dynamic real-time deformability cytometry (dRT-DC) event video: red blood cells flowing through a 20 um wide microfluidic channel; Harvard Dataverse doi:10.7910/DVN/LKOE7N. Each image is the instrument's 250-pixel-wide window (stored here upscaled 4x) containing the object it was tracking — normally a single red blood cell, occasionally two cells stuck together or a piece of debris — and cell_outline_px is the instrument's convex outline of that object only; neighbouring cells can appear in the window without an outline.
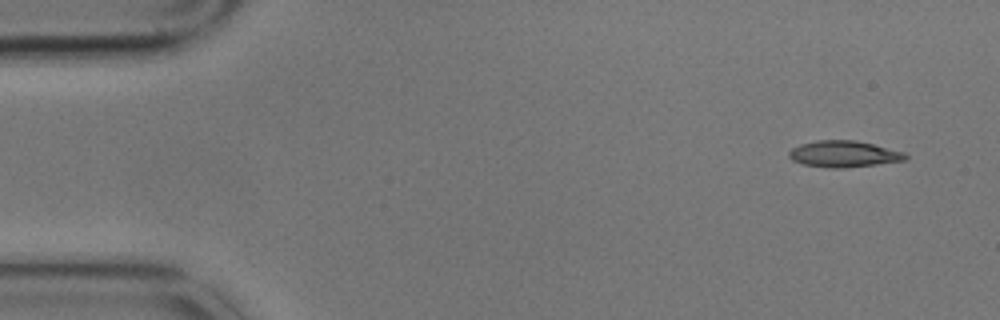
{"species": "common noctule bat (a hibernating species)", "species_latin": "Nyctalus noctula", "temperature_condition": "cold", "stored_images_in_passage": 6, "camera_frame_rate_fps": 3000, "um_per_image_px": 0.085, "animal": {"sex": "male", "body_mass_g": 17.9}, "frame": {"image": 1, "passage_image": 1, "time_ms": 0.0, "image_size_px": [1000, 320], "cell_outline_px": [[908, 156], [904, 160], [876, 164], [844, 168], [832, 168], [804, 164], [792, 160], [788, 156], [788, 152], [792, 148], [800, 144], [816, 140], [856, 140], [904, 152]], "centroid_in_image_um": [71.69, 13.08], "position_along_channel_um": 13.3, "area_um2": 17.74}}
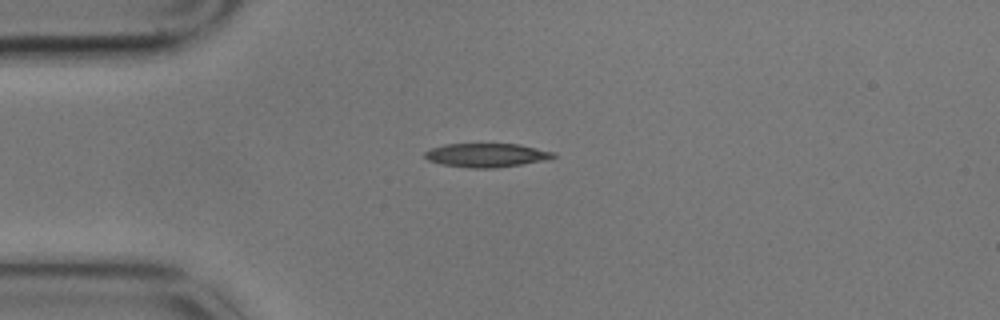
{"frame": {"image": 2, "passage_image": 4, "time_ms": 1.0, "image_size_px": [1000, 320], "cell_outline_px": [[556, 156], [544, 160], [496, 168], [468, 168], [440, 164], [428, 160], [424, 156], [424, 152], [432, 148], [444, 144], [520, 144], [556, 152]], "centroid_in_image_um": [41.34, 13.19], "position_along_channel_um": 43.7, "area_um2": 17.86}}